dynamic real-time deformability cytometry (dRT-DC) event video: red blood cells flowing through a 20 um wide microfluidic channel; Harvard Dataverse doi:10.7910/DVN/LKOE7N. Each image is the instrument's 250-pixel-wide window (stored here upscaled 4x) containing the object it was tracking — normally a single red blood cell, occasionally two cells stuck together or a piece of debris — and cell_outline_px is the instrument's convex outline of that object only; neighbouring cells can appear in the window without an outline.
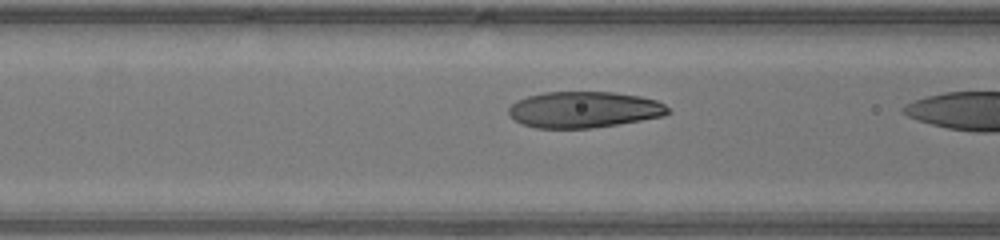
{"species": "human", "species_latin": "Homo sapiens", "temperature_condition": "warm", "stored_images_in_passage": 16, "camera_frame_rate_fps": 3000, "um_per_image_px": 0.085, "donor": {"sex": "male"}, "frame": {"image": 1, "passage_image": 14, "time_ms": 4.333, "image_size_px": [1000, 240], "cell_outline_px": [[672, 112], [664, 116], [592, 128], [536, 128], [524, 124], [508, 116], [508, 108], [516, 100], [528, 96], [544, 92], [612, 92], [640, 96], [656, 100], [664, 104]], "centroid_in_image_um": [49.63, 9.31], "position_along_channel_um": 117.0, "area_um2": 33.58}}